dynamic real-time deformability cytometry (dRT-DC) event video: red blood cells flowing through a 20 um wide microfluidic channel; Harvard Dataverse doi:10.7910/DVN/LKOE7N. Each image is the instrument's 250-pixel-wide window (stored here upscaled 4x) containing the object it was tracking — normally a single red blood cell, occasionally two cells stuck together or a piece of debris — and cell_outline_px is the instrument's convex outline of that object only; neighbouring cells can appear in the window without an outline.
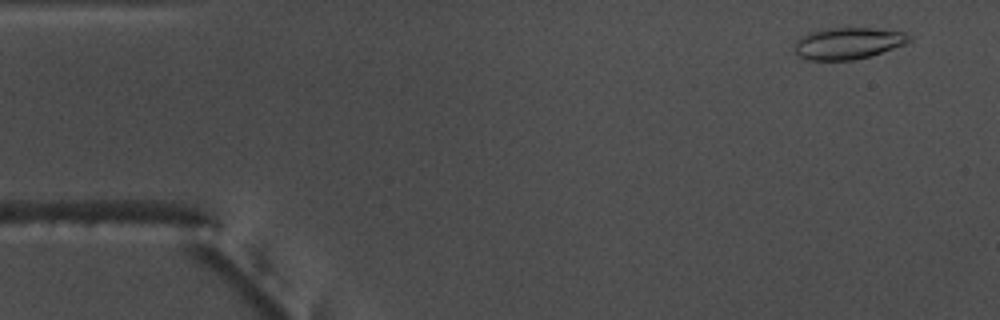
{"species": "common noctule bat (a hibernating species)", "species_latin": "Nyctalus noctula", "temperature_condition": "warm", "stored_images_in_passage": 53, "camera_frame_rate_fps": 3000, "um_per_image_px": 0.085, "animal": {"sex": "male", "body_mass_g": 17.5, "forearm_length_mm": 52.3}, "frame": {"image": 1, "passage_image": 3, "time_ms": 0.667, "image_size_px": [1000, 320], "cell_outline_px": [[912, 40], [904, 44], [868, 56], [852, 60], [804, 60], [796, 56], [792, 48], [792, 44], [800, 36], [808, 32], [832, 28], [872, 28], [904, 32]], "centroid_in_image_um": [71.96, 3.69], "position_along_channel_um": 13.0, "area_um2": 21.21}}
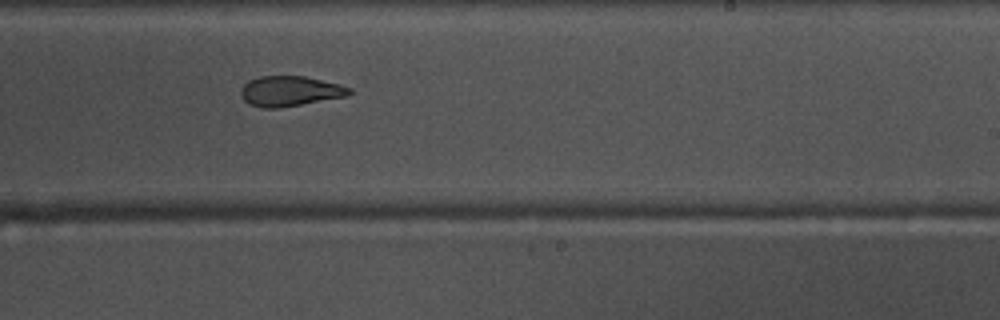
{"frame": {"image": 2, "passage_image": 32, "time_ms": 10.333, "image_size_px": [1000, 320], "cell_outline_px": [[352, 92], [348, 96], [276, 108], [260, 108], [248, 104], [244, 100], [240, 92], [240, 88], [248, 80], [260, 76], [304, 76], [340, 84], [352, 88]], "centroid_in_image_um": [24.63, 7.74], "position_along_channel_um": 264.4, "area_um2": 19.13}}
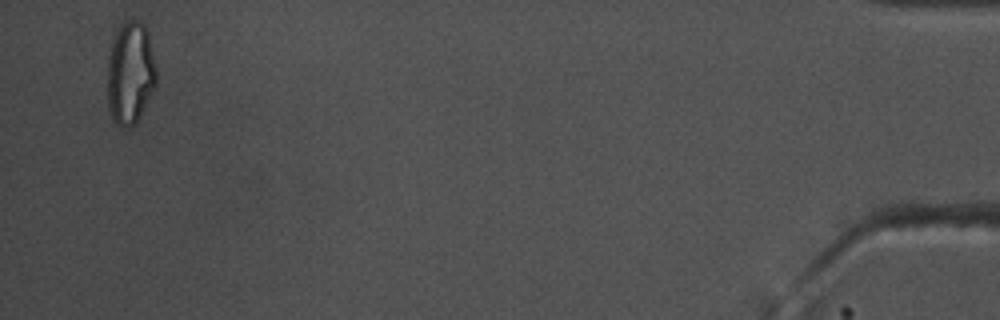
{"frame": {"image": 3, "passage_image": 52, "time_ms": 17.0, "image_size_px": [1000, 320], "cell_outline_px": [[156, 88], [140, 116], [132, 124], [120, 128], [116, 124], [112, 116], [108, 104], [108, 56], [116, 32], [124, 24], [132, 20], [144, 24], [148, 32], [156, 68]], "centroid_in_image_um": [11.09, 6.24], "position_along_channel_um": 424.1, "area_um2": 28.9}, "authors_computed_cell_mechanics": {"area_um2": 20.519, "velocity_mm_per_s": 3.755, "shape_relaxation_time_tau1_ms": null, "shape_relaxation_time_tau2_ms": 2.8177, "deformation_change_tau1": null, "deformation_change_tau2": 0.1078}}